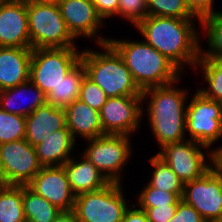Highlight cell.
<instances>
[{"label": "cell", "instance_id": "6da1fadb", "mask_svg": "<svg viewBox=\"0 0 222 222\" xmlns=\"http://www.w3.org/2000/svg\"><path fill=\"white\" fill-rule=\"evenodd\" d=\"M192 20L195 19L147 16L135 28L147 44L183 72L184 65L195 67L202 47Z\"/></svg>", "mask_w": 222, "mask_h": 222}, {"label": "cell", "instance_id": "7a4b0ae2", "mask_svg": "<svg viewBox=\"0 0 222 222\" xmlns=\"http://www.w3.org/2000/svg\"><path fill=\"white\" fill-rule=\"evenodd\" d=\"M174 84L150 87L142 91L143 103L149 99L146 103L148 120L160 148L186 139L188 90Z\"/></svg>", "mask_w": 222, "mask_h": 222}, {"label": "cell", "instance_id": "3957f363", "mask_svg": "<svg viewBox=\"0 0 222 222\" xmlns=\"http://www.w3.org/2000/svg\"><path fill=\"white\" fill-rule=\"evenodd\" d=\"M108 43L122 57L137 86L150 87L178 83L183 74L170 60L143 41L109 38Z\"/></svg>", "mask_w": 222, "mask_h": 222}, {"label": "cell", "instance_id": "277c9868", "mask_svg": "<svg viewBox=\"0 0 222 222\" xmlns=\"http://www.w3.org/2000/svg\"><path fill=\"white\" fill-rule=\"evenodd\" d=\"M98 46L103 51L97 52L86 48L81 53L80 61L85 68L86 76L96 83L108 98L142 96V90L135 83L118 52L109 43Z\"/></svg>", "mask_w": 222, "mask_h": 222}, {"label": "cell", "instance_id": "5b68a950", "mask_svg": "<svg viewBox=\"0 0 222 222\" xmlns=\"http://www.w3.org/2000/svg\"><path fill=\"white\" fill-rule=\"evenodd\" d=\"M30 48L75 47L56 0L27 4Z\"/></svg>", "mask_w": 222, "mask_h": 222}, {"label": "cell", "instance_id": "8992f818", "mask_svg": "<svg viewBox=\"0 0 222 222\" xmlns=\"http://www.w3.org/2000/svg\"><path fill=\"white\" fill-rule=\"evenodd\" d=\"M77 49V47L33 49L29 80L47 95L80 62L82 51Z\"/></svg>", "mask_w": 222, "mask_h": 222}, {"label": "cell", "instance_id": "52a82bcc", "mask_svg": "<svg viewBox=\"0 0 222 222\" xmlns=\"http://www.w3.org/2000/svg\"><path fill=\"white\" fill-rule=\"evenodd\" d=\"M122 185L110 183L105 188L75 197L74 212L79 222H122L129 207Z\"/></svg>", "mask_w": 222, "mask_h": 222}, {"label": "cell", "instance_id": "ba28073f", "mask_svg": "<svg viewBox=\"0 0 222 222\" xmlns=\"http://www.w3.org/2000/svg\"><path fill=\"white\" fill-rule=\"evenodd\" d=\"M130 136L103 135L86 140L88 147L81 153L110 183L122 184L121 171L132 154Z\"/></svg>", "mask_w": 222, "mask_h": 222}, {"label": "cell", "instance_id": "9c48e42d", "mask_svg": "<svg viewBox=\"0 0 222 222\" xmlns=\"http://www.w3.org/2000/svg\"><path fill=\"white\" fill-rule=\"evenodd\" d=\"M187 139L210 148L222 137V103L197 91L186 107Z\"/></svg>", "mask_w": 222, "mask_h": 222}, {"label": "cell", "instance_id": "30bf717a", "mask_svg": "<svg viewBox=\"0 0 222 222\" xmlns=\"http://www.w3.org/2000/svg\"><path fill=\"white\" fill-rule=\"evenodd\" d=\"M41 168L35 147L25 138L0 144V184L27 186Z\"/></svg>", "mask_w": 222, "mask_h": 222}, {"label": "cell", "instance_id": "8fae6325", "mask_svg": "<svg viewBox=\"0 0 222 222\" xmlns=\"http://www.w3.org/2000/svg\"><path fill=\"white\" fill-rule=\"evenodd\" d=\"M202 148L207 149L208 154ZM208 150L211 149L195 141L185 139L181 142L165 145L156 155L168 164L185 184L201 178L211 168V152ZM205 154H207L206 157L208 156L209 161L206 160Z\"/></svg>", "mask_w": 222, "mask_h": 222}, {"label": "cell", "instance_id": "7c38bea8", "mask_svg": "<svg viewBox=\"0 0 222 222\" xmlns=\"http://www.w3.org/2000/svg\"><path fill=\"white\" fill-rule=\"evenodd\" d=\"M182 200L206 222H222V175L210 168L201 178L185 183Z\"/></svg>", "mask_w": 222, "mask_h": 222}, {"label": "cell", "instance_id": "4fadbf2b", "mask_svg": "<svg viewBox=\"0 0 222 222\" xmlns=\"http://www.w3.org/2000/svg\"><path fill=\"white\" fill-rule=\"evenodd\" d=\"M142 104V96L108 98L100 110L104 135L130 136L138 131L144 113Z\"/></svg>", "mask_w": 222, "mask_h": 222}, {"label": "cell", "instance_id": "5bb4252c", "mask_svg": "<svg viewBox=\"0 0 222 222\" xmlns=\"http://www.w3.org/2000/svg\"><path fill=\"white\" fill-rule=\"evenodd\" d=\"M56 2L68 30L75 39L81 36L89 39L96 36L97 45L108 43L109 38L98 35L104 20L97 13L91 0H56Z\"/></svg>", "mask_w": 222, "mask_h": 222}, {"label": "cell", "instance_id": "9a60e30c", "mask_svg": "<svg viewBox=\"0 0 222 222\" xmlns=\"http://www.w3.org/2000/svg\"><path fill=\"white\" fill-rule=\"evenodd\" d=\"M27 186L61 211L74 208L76 196L63 166L42 167Z\"/></svg>", "mask_w": 222, "mask_h": 222}, {"label": "cell", "instance_id": "2e32d148", "mask_svg": "<svg viewBox=\"0 0 222 222\" xmlns=\"http://www.w3.org/2000/svg\"><path fill=\"white\" fill-rule=\"evenodd\" d=\"M0 47L30 48L27 4L0 2Z\"/></svg>", "mask_w": 222, "mask_h": 222}, {"label": "cell", "instance_id": "e0dca14e", "mask_svg": "<svg viewBox=\"0 0 222 222\" xmlns=\"http://www.w3.org/2000/svg\"><path fill=\"white\" fill-rule=\"evenodd\" d=\"M25 123V139L32 147H35L48 138L49 134L66 127L65 109L45 103L27 115Z\"/></svg>", "mask_w": 222, "mask_h": 222}, {"label": "cell", "instance_id": "ac0fdd59", "mask_svg": "<svg viewBox=\"0 0 222 222\" xmlns=\"http://www.w3.org/2000/svg\"><path fill=\"white\" fill-rule=\"evenodd\" d=\"M31 48L0 47V91L29 80Z\"/></svg>", "mask_w": 222, "mask_h": 222}, {"label": "cell", "instance_id": "d6986e66", "mask_svg": "<svg viewBox=\"0 0 222 222\" xmlns=\"http://www.w3.org/2000/svg\"><path fill=\"white\" fill-rule=\"evenodd\" d=\"M63 167L75 196L101 190L110 184L105 176L83 155H81L80 161L72 156Z\"/></svg>", "mask_w": 222, "mask_h": 222}, {"label": "cell", "instance_id": "ffe728a7", "mask_svg": "<svg viewBox=\"0 0 222 222\" xmlns=\"http://www.w3.org/2000/svg\"><path fill=\"white\" fill-rule=\"evenodd\" d=\"M66 127L74 140L81 136L85 141L104 135L100 111L77 99L65 108Z\"/></svg>", "mask_w": 222, "mask_h": 222}, {"label": "cell", "instance_id": "44dd1931", "mask_svg": "<svg viewBox=\"0 0 222 222\" xmlns=\"http://www.w3.org/2000/svg\"><path fill=\"white\" fill-rule=\"evenodd\" d=\"M71 132L65 127L49 134V137L35 146L38 160L42 167L63 166L71 159L76 145Z\"/></svg>", "mask_w": 222, "mask_h": 222}, {"label": "cell", "instance_id": "7402d4cb", "mask_svg": "<svg viewBox=\"0 0 222 222\" xmlns=\"http://www.w3.org/2000/svg\"><path fill=\"white\" fill-rule=\"evenodd\" d=\"M28 92V93H27ZM25 95V98L23 95ZM32 94L31 97H26L28 94ZM22 97V99H21ZM31 100H30V99ZM19 99V100H18ZM30 100L28 104L23 106V100ZM21 101V102H19ZM46 103V95L30 80L25 83L19 84L10 89L0 91V107L8 113L16 114L26 117L35 111L39 106ZM20 105V106H19Z\"/></svg>", "mask_w": 222, "mask_h": 222}, {"label": "cell", "instance_id": "603a6c76", "mask_svg": "<svg viewBox=\"0 0 222 222\" xmlns=\"http://www.w3.org/2000/svg\"><path fill=\"white\" fill-rule=\"evenodd\" d=\"M84 75L85 68L80 61L62 78L58 85L46 95V103L65 109L68 105L79 99Z\"/></svg>", "mask_w": 222, "mask_h": 222}, {"label": "cell", "instance_id": "cb8c5ba5", "mask_svg": "<svg viewBox=\"0 0 222 222\" xmlns=\"http://www.w3.org/2000/svg\"><path fill=\"white\" fill-rule=\"evenodd\" d=\"M24 216L30 222H54L61 212L44 197L36 194L28 186H23Z\"/></svg>", "mask_w": 222, "mask_h": 222}, {"label": "cell", "instance_id": "d4e9b609", "mask_svg": "<svg viewBox=\"0 0 222 222\" xmlns=\"http://www.w3.org/2000/svg\"><path fill=\"white\" fill-rule=\"evenodd\" d=\"M23 186L0 184V222H25Z\"/></svg>", "mask_w": 222, "mask_h": 222}, {"label": "cell", "instance_id": "484cf974", "mask_svg": "<svg viewBox=\"0 0 222 222\" xmlns=\"http://www.w3.org/2000/svg\"><path fill=\"white\" fill-rule=\"evenodd\" d=\"M149 163L154 167V171L148 184L153 188L175 193L179 198H182L184 183L169 165L157 155L152 156Z\"/></svg>", "mask_w": 222, "mask_h": 222}, {"label": "cell", "instance_id": "4316f807", "mask_svg": "<svg viewBox=\"0 0 222 222\" xmlns=\"http://www.w3.org/2000/svg\"><path fill=\"white\" fill-rule=\"evenodd\" d=\"M199 23L207 34V50L200 48L199 58L222 60V12L205 16Z\"/></svg>", "mask_w": 222, "mask_h": 222}, {"label": "cell", "instance_id": "83f0119b", "mask_svg": "<svg viewBox=\"0 0 222 222\" xmlns=\"http://www.w3.org/2000/svg\"><path fill=\"white\" fill-rule=\"evenodd\" d=\"M195 68H200L207 87L198 89L204 96L222 103V60L199 58Z\"/></svg>", "mask_w": 222, "mask_h": 222}, {"label": "cell", "instance_id": "f1b7e54d", "mask_svg": "<svg viewBox=\"0 0 222 222\" xmlns=\"http://www.w3.org/2000/svg\"><path fill=\"white\" fill-rule=\"evenodd\" d=\"M148 16L197 19L190 11L186 0H147Z\"/></svg>", "mask_w": 222, "mask_h": 222}, {"label": "cell", "instance_id": "f546056e", "mask_svg": "<svg viewBox=\"0 0 222 222\" xmlns=\"http://www.w3.org/2000/svg\"><path fill=\"white\" fill-rule=\"evenodd\" d=\"M25 117L5 112L0 107V144L25 138Z\"/></svg>", "mask_w": 222, "mask_h": 222}, {"label": "cell", "instance_id": "4dcf8cb0", "mask_svg": "<svg viewBox=\"0 0 222 222\" xmlns=\"http://www.w3.org/2000/svg\"><path fill=\"white\" fill-rule=\"evenodd\" d=\"M139 208H151L158 206H167L170 204H179L182 198H179L175 193L159 190L151 187L148 183L140 191L138 196Z\"/></svg>", "mask_w": 222, "mask_h": 222}, {"label": "cell", "instance_id": "1f68e13d", "mask_svg": "<svg viewBox=\"0 0 222 222\" xmlns=\"http://www.w3.org/2000/svg\"><path fill=\"white\" fill-rule=\"evenodd\" d=\"M133 26L148 16L147 0H118V13Z\"/></svg>", "mask_w": 222, "mask_h": 222}, {"label": "cell", "instance_id": "d6a6232c", "mask_svg": "<svg viewBox=\"0 0 222 222\" xmlns=\"http://www.w3.org/2000/svg\"><path fill=\"white\" fill-rule=\"evenodd\" d=\"M107 99L105 92L85 74L81 84L79 100L100 111Z\"/></svg>", "mask_w": 222, "mask_h": 222}, {"label": "cell", "instance_id": "836d02e7", "mask_svg": "<svg viewBox=\"0 0 222 222\" xmlns=\"http://www.w3.org/2000/svg\"><path fill=\"white\" fill-rule=\"evenodd\" d=\"M178 204L167 206H156L151 208H140L145 211L149 222H168L174 217Z\"/></svg>", "mask_w": 222, "mask_h": 222}, {"label": "cell", "instance_id": "e575fe53", "mask_svg": "<svg viewBox=\"0 0 222 222\" xmlns=\"http://www.w3.org/2000/svg\"><path fill=\"white\" fill-rule=\"evenodd\" d=\"M168 222H206L192 206L181 200L176 213Z\"/></svg>", "mask_w": 222, "mask_h": 222}, {"label": "cell", "instance_id": "d590c367", "mask_svg": "<svg viewBox=\"0 0 222 222\" xmlns=\"http://www.w3.org/2000/svg\"><path fill=\"white\" fill-rule=\"evenodd\" d=\"M190 11L201 20L203 17L219 13L213 8L214 0H186Z\"/></svg>", "mask_w": 222, "mask_h": 222}, {"label": "cell", "instance_id": "8d00e7d4", "mask_svg": "<svg viewBox=\"0 0 222 222\" xmlns=\"http://www.w3.org/2000/svg\"><path fill=\"white\" fill-rule=\"evenodd\" d=\"M103 20L118 13V0H91Z\"/></svg>", "mask_w": 222, "mask_h": 222}, {"label": "cell", "instance_id": "74e56055", "mask_svg": "<svg viewBox=\"0 0 222 222\" xmlns=\"http://www.w3.org/2000/svg\"><path fill=\"white\" fill-rule=\"evenodd\" d=\"M136 205L129 206L123 215L122 222H149L147 215L144 210L139 207L135 208Z\"/></svg>", "mask_w": 222, "mask_h": 222}, {"label": "cell", "instance_id": "f35d334b", "mask_svg": "<svg viewBox=\"0 0 222 222\" xmlns=\"http://www.w3.org/2000/svg\"><path fill=\"white\" fill-rule=\"evenodd\" d=\"M211 168L219 175H222V145L219 148L211 149Z\"/></svg>", "mask_w": 222, "mask_h": 222}, {"label": "cell", "instance_id": "ab89813d", "mask_svg": "<svg viewBox=\"0 0 222 222\" xmlns=\"http://www.w3.org/2000/svg\"><path fill=\"white\" fill-rule=\"evenodd\" d=\"M54 222H79L74 210L61 211Z\"/></svg>", "mask_w": 222, "mask_h": 222}, {"label": "cell", "instance_id": "60d3db41", "mask_svg": "<svg viewBox=\"0 0 222 222\" xmlns=\"http://www.w3.org/2000/svg\"><path fill=\"white\" fill-rule=\"evenodd\" d=\"M20 2H23L24 4H29V3H33V2H46L49 0H19Z\"/></svg>", "mask_w": 222, "mask_h": 222}]
</instances>
